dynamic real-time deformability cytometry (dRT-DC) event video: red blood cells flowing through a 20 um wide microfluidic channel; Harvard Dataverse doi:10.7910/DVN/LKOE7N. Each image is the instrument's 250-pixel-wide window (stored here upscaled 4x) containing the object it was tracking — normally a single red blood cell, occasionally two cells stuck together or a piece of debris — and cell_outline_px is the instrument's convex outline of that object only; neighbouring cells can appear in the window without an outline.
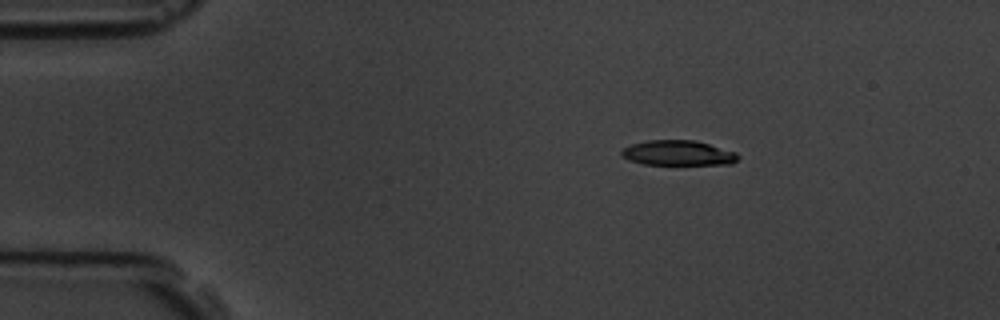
{"species": "common noctule bat (a hibernating species)", "species_latin": "Nyctalus noctula", "temperature_condition": "room temperature", "stored_images_in_passage": 2, "camera_frame_rate_fps": 3000, "um_per_image_px": 0.085, "animal": {"sex": "male", "body_mass_g": 19.5, "forearm_length_mm": 54.6}, "frame": {"image": 1, "passage_image": 1, "time_ms": 0.0, "image_size_px": [1000, 320], "cell_outline_px": [[740, 156], [732, 164], [644, 164], [620, 156], [620, 152], [624, 148], [632, 144], [648, 140], [696, 140], [736, 152]], "centroid_in_image_um": [57.65, 12.99], "position_along_channel_um": 27.4, "area_um2": 16.88}}